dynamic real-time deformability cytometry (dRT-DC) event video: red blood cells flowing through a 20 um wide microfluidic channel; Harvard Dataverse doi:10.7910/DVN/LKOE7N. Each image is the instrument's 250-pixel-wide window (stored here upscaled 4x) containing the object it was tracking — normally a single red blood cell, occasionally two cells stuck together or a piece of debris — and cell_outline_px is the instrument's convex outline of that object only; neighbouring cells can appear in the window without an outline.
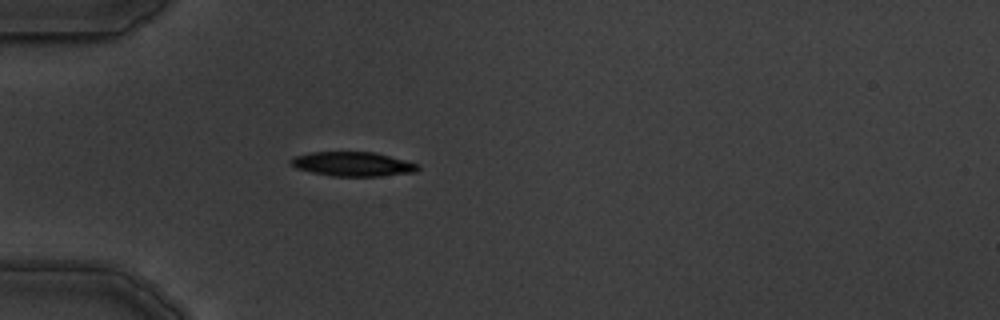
{"species": "common noctule bat (a hibernating species)", "species_latin": "Nyctalus noctula", "temperature_condition": "warm", "stored_images_in_passage": 4, "camera_frame_rate_fps": 3000, "um_per_image_px": 0.085, "animal": {"sex": "male", "body_mass_g": 19.5, "forearm_length_mm": 54.6}, "frame": {"image": 1, "passage_image": 4, "time_ms": 3.333, "image_size_px": [1000, 320], "cell_outline_px": [[420, 168], [416, 172], [380, 176], [332, 176], [312, 172], [296, 168], [288, 160], [296, 156], [308, 152], [376, 152], [420, 164]], "centroid_in_image_um": [30.02, 13.94], "position_along_channel_um": 55.0, "area_um2": 18.09}}